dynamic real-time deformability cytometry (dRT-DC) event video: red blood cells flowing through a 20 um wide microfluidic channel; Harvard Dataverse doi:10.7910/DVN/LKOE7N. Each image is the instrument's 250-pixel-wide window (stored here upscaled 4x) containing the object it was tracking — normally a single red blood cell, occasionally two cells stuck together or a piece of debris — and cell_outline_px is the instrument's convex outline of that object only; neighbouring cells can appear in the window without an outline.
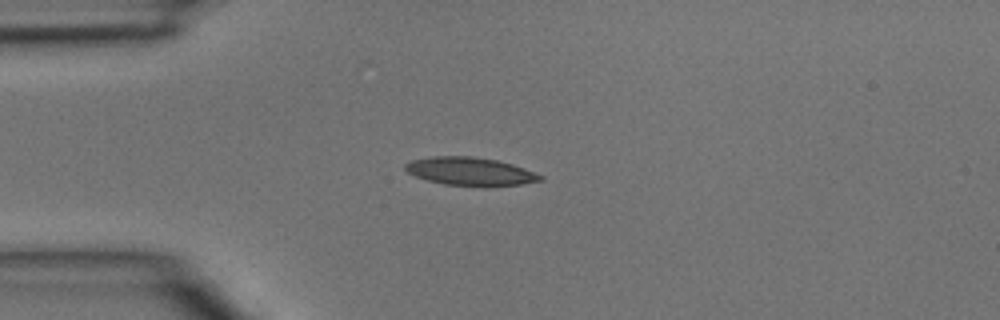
{"species": "common noctule bat (a hibernating species)", "species_latin": "Nyctalus noctula", "temperature_condition": "room temperature", "stored_images_in_passage": 34, "camera_frame_rate_fps": 3000, "um_per_image_px": 0.085, "animal": {"sex": "male", "body_mass_g": 15.6}, "frame": {"image": 1, "passage_image": 1, "time_ms": 0.0, "image_size_px": [1000, 320], "cell_outline_px": [[544, 180], [520, 184], [484, 188], [444, 184], [428, 180], [416, 176], [408, 172], [404, 168], [404, 164], [412, 160], [432, 156], [472, 156], [496, 160], [512, 164], [524, 168], [544, 176]], "centroid_in_image_um": [40.0, 14.59], "position_along_channel_um": 45.0, "area_um2": 22.48}}
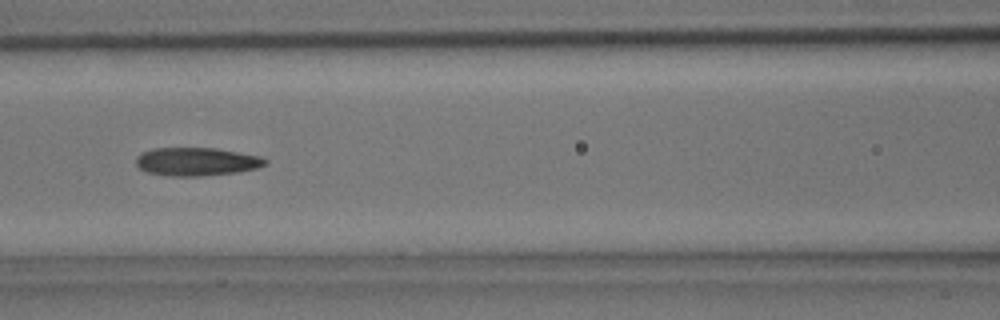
{"frame": {"image": 2, "passage_image": 9, "time_ms": 2.667, "image_size_px": [1000, 320], "cell_outline_px": [[268, 164], [256, 168], [240, 172], [204, 176], [168, 176], [148, 172], [140, 168], [136, 164], [136, 156], [152, 148], [216, 148], [260, 156], [268, 160]], "centroid_in_image_um": [16.74, 13.74], "position_along_channel_um": 149.9, "area_um2": 21.39}}
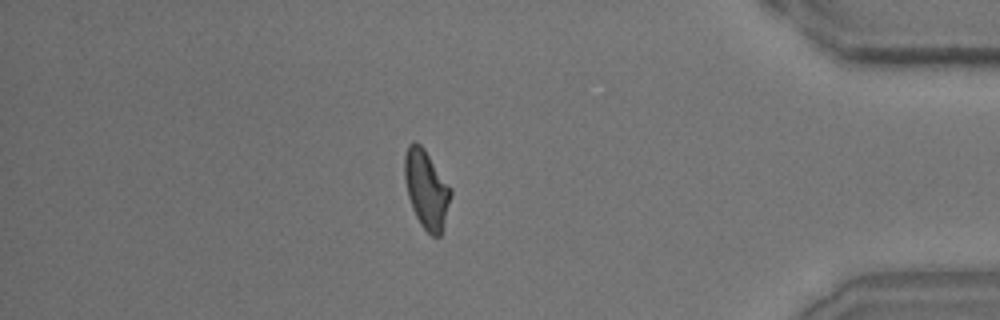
{"frame": {"image": 3, "passage_image": 28, "time_ms": 9.0, "image_size_px": [1000, 320], "cell_outline_px": [[452, 196], [440, 236], [432, 236], [420, 224], [412, 208], [408, 196], [404, 180], [404, 156], [408, 144], [412, 140], [416, 140], [424, 148], [452, 188]], "centroid_in_image_um": [36.24, 16.04], "position_along_channel_um": 399.0, "area_um2": 21.27}}